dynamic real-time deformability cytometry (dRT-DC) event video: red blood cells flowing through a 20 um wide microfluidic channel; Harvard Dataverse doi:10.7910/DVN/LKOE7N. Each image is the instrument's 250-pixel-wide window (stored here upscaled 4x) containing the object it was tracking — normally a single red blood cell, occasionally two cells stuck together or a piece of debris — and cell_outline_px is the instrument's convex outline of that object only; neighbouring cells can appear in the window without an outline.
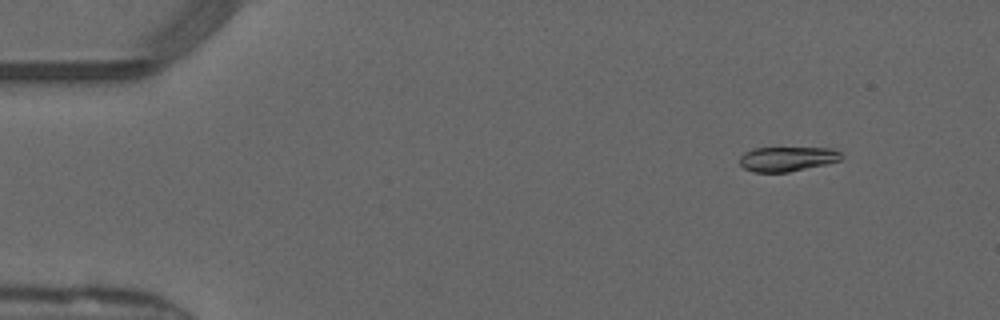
{"species": "common noctule bat (a hibernating species)", "species_latin": "Nyctalus noctula", "temperature_condition": "warm", "stored_images_in_passage": 48, "camera_frame_rate_fps": 3000, "um_per_image_px": 0.085, "animal": {"sex": "male", "forearm_length_mm": 52.5}, "frame": {"image": 1, "passage_image": 4, "time_ms": 1.0, "image_size_px": [1000, 320], "cell_outline_px": [[844, 156], [840, 160], [824, 164], [788, 172], [752, 172], [744, 168], [740, 164], [740, 156], [744, 152], [752, 148], [832, 148], [840, 152]], "centroid_in_image_um": [66.89, 13.5], "position_along_channel_um": 18.1, "area_um2": 14.57}}
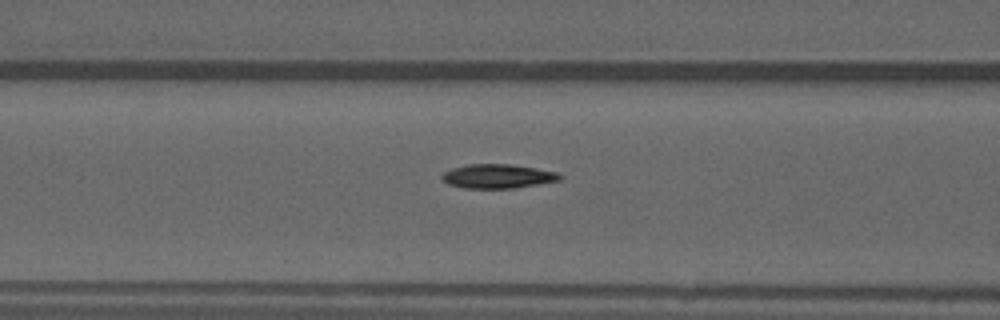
{"frame": {"image": 2, "passage_image": 19, "time_ms": 6.0, "image_size_px": [1000, 320], "cell_outline_px": [[560, 180], [512, 188], [464, 188], [448, 184], [440, 176], [444, 172], [452, 168], [468, 164], [512, 164], [536, 168], [556, 172], [560, 176]], "centroid_in_image_um": [42.26, 14.97], "position_along_channel_um": 124.3, "area_um2": 16.36}}
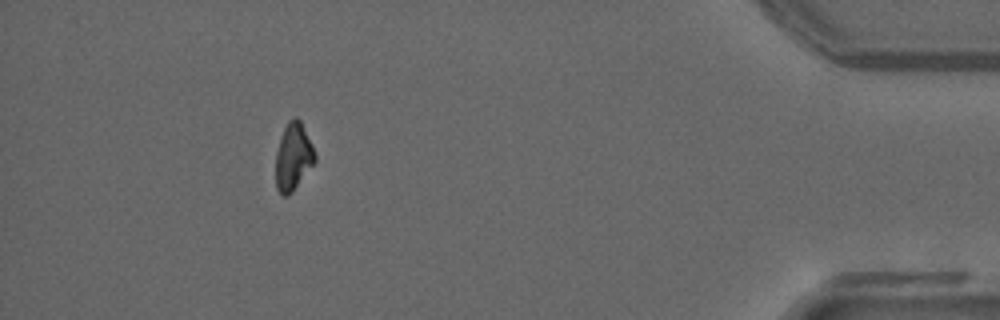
{"frame": {"image": 3, "passage_image": 44, "time_ms": 14.333, "image_size_px": [1000, 320], "cell_outline_px": [[316, 160], [292, 192], [288, 196], [284, 196], [276, 188], [276, 152], [284, 128], [288, 120], [296, 116], [300, 120], [312, 144], [316, 156]], "centroid_in_image_um": [24.92, 13.31], "position_along_channel_um": 410.3, "area_um2": 15.2}, "authors_computed_cell_mechanics": {"area_um2": 16.0684, "velocity_mm_per_s": 4.1368, "shape_relaxation_time_tau1_ms": 7.9117, "shape_relaxation_time_tau2_ms": 5.1192, "deformation_change_tau1": 0.2394, "deformation_change_tau2": 0.0827}}